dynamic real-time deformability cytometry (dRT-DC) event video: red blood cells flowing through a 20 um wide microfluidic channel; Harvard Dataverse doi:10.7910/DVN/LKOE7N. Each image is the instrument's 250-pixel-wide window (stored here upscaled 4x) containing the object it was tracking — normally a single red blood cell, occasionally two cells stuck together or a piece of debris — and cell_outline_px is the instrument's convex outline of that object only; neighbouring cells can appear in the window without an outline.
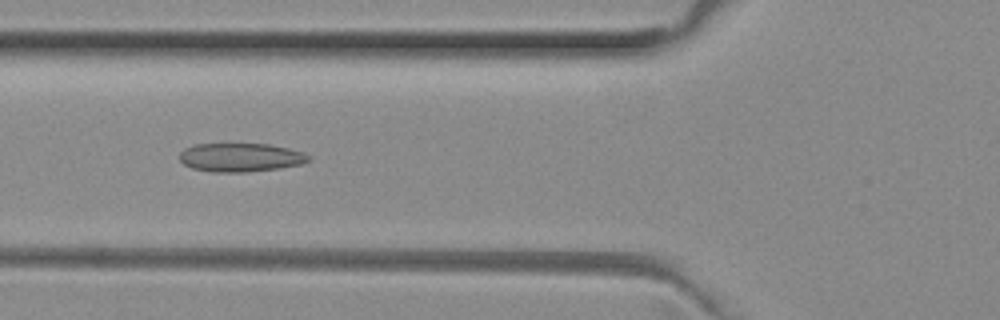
{"species": "common noctule bat (a hibernating species)", "species_latin": "Nyctalus noctula", "temperature_condition": "room temperature", "stored_images_in_passage": 44, "camera_frame_rate_fps": 3000, "um_per_image_px": 0.085, "animal": {"sex": "female", "body_mass_g": 29.2, "forearm_length_mm": 56.3}, "frame": {"image": 1, "passage_image": 12, "time_ms": 3.667, "image_size_px": [1000, 320], "cell_outline_px": [[312, 156], [308, 160], [300, 164], [280, 168], [248, 172], [212, 172], [192, 168], [184, 164], [180, 160], [180, 152], [184, 148], [196, 144], [268, 144], [288, 148], [304, 152]], "centroid_in_image_um": [20.45, 13.38], "position_along_channel_um": 105.4, "area_um2": 21.56}}
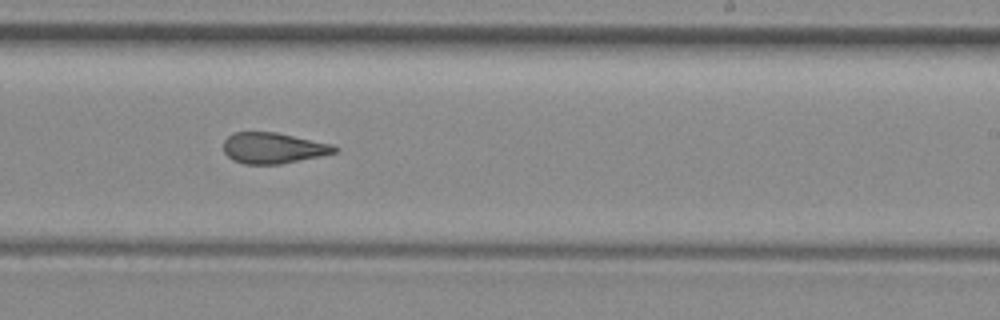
{"frame": {"image": 2, "passage_image": 24, "time_ms": 7.667, "image_size_px": [1000, 320], "cell_outline_px": [[340, 152], [280, 164], [244, 164], [232, 160], [224, 152], [224, 140], [232, 132], [276, 132], [332, 144], [340, 148]], "centroid_in_image_um": [23.24, 12.58], "position_along_channel_um": 265.8, "area_um2": 20.11}}
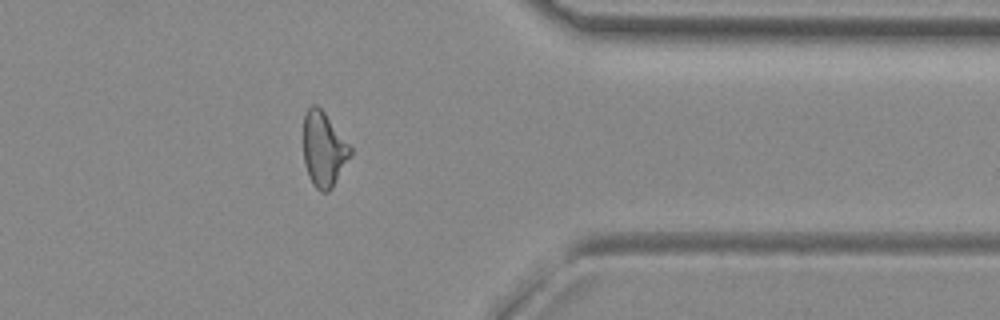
{"frame": {"image": 3, "passage_image": 34, "time_ms": 11.0, "image_size_px": [1000, 320], "cell_outline_px": [[352, 156], [332, 188], [328, 192], [320, 192], [312, 184], [308, 176], [304, 164], [304, 116], [308, 108], [312, 104], [316, 104], [324, 112], [352, 148]], "centroid_in_image_um": [27.52, 12.73], "position_along_channel_um": 383.9, "area_um2": 20.58}, "authors_computed_cell_mechanics": {"area_um2": 20.9236, "velocity_mm_per_s": 4.0162, "shape_relaxation_time_tau1_ms": null, "shape_relaxation_time_tau2_ms": 1.9926, "deformation_change_tau1": null, "deformation_change_tau2": 0.0945}}